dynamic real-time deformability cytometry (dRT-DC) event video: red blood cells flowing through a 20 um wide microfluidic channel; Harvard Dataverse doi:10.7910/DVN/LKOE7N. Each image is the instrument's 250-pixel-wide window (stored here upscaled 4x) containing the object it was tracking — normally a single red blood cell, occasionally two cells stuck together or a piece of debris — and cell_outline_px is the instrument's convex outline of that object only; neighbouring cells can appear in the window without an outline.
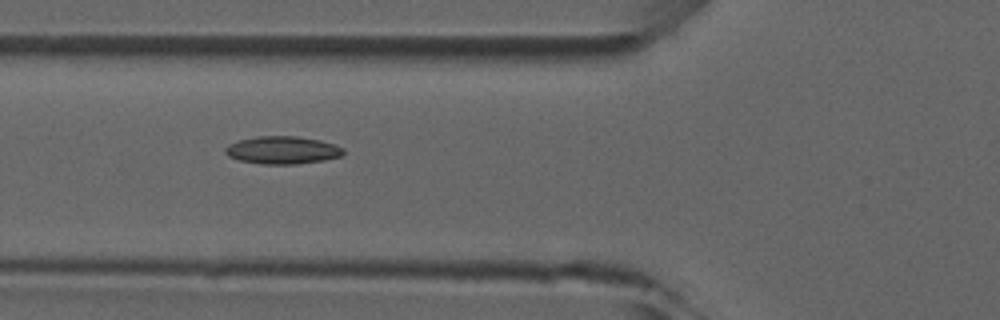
{"species": "common noctule bat (a hibernating species)", "species_latin": "Nyctalus noctula", "temperature_condition": "room temperature", "stored_images_in_passage": 4, "camera_frame_rate_fps": 3000, "um_per_image_px": 0.085, "animal": {"sex": "male", "forearm_length_mm": 52.5}, "frame": {"image": 1, "passage_image": 2, "time_ms": 1.0, "image_size_px": [1000, 320], "cell_outline_px": [[344, 152], [340, 156], [324, 160], [296, 164], [260, 164], [240, 160], [228, 156], [224, 152], [224, 148], [228, 144], [240, 140], [256, 136], [296, 136], [320, 140], [344, 148]], "centroid_in_image_um": [23.98, 12.76], "position_along_channel_um": 101.8, "area_um2": 19.02}}
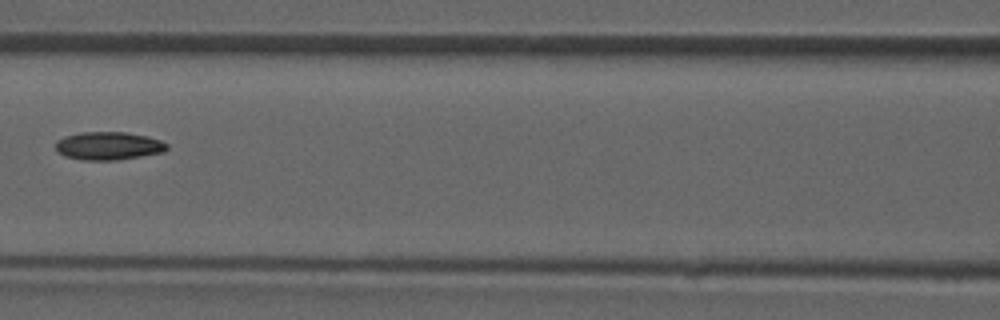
{"frame": {"image": 2, "passage_image": 3, "time_ms": 2.333, "image_size_px": [1000, 320], "cell_outline_px": [[168, 148], [164, 152], [116, 160], [84, 160], [64, 156], [56, 148], [56, 140], [64, 136], [80, 132], [124, 132], [148, 136], [160, 140], [168, 144]], "centroid_in_image_um": [9.22, 12.39], "position_along_channel_um": 157.4, "area_um2": 18.21}}